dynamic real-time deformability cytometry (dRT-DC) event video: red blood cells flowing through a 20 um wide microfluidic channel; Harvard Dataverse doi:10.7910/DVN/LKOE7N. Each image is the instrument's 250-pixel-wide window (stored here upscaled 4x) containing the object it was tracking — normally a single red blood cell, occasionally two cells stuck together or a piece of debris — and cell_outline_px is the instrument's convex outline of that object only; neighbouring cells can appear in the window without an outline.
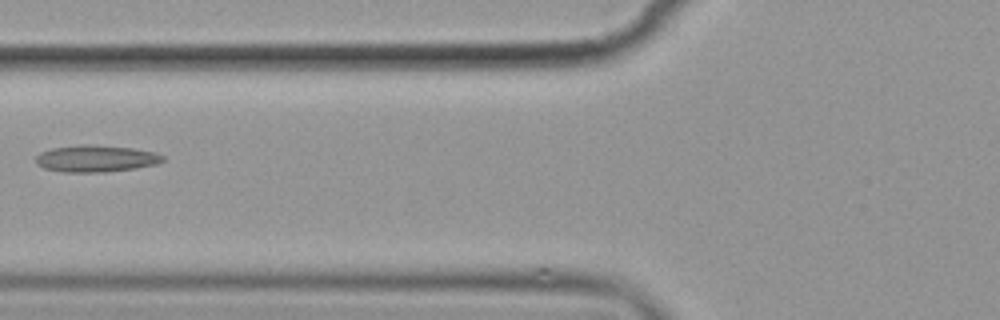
{"species": "common noctule bat (a hibernating species)", "species_latin": "Nyctalus noctula", "temperature_condition": "cold", "stored_images_in_passage": 9, "camera_frame_rate_fps": 3000, "um_per_image_px": 0.085, "animal": {"sex": "female", "body_mass_g": 19.9}, "frame": {"image": 1, "passage_image": 7, "time_ms": 7.333, "image_size_px": [1000, 320], "cell_outline_px": [[164, 160], [156, 164], [136, 168], [108, 172], [64, 172], [44, 168], [36, 164], [36, 156], [40, 152], [52, 148], [80, 144], [92, 144], [132, 148], [156, 152], [164, 156]], "centroid_in_image_um": [8.15, 13.47], "position_along_channel_um": 117.6, "area_um2": 20.0}}
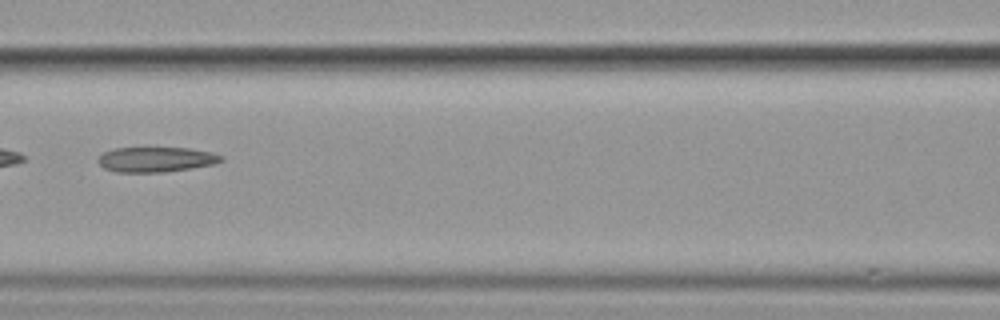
{"frame": {"image": 2, "passage_image": 8, "time_ms": 8.333, "image_size_px": [1000, 320], "cell_outline_px": [[224, 160], [216, 164], [164, 172], [116, 172], [104, 168], [96, 160], [104, 152], [116, 148], [188, 148], [212, 152], [224, 156]], "centroid_in_image_um": [13.29, 13.55], "position_along_channel_um": 153.3, "area_um2": 17.98}}
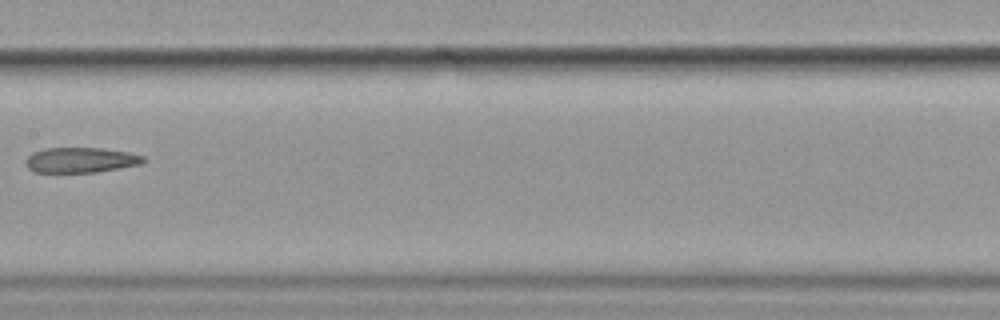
{"frame": {"image": 3, "passage_image": 9, "time_ms": 9.667, "image_size_px": [1000, 320], "cell_outline_px": [[148, 160], [140, 164], [96, 172], [36, 172], [28, 168], [24, 160], [32, 152], [44, 148], [100, 148], [128, 152], [144, 156]], "centroid_in_image_um": [6.85, 13.6], "position_along_channel_um": 200.5, "area_um2": 17.28}}